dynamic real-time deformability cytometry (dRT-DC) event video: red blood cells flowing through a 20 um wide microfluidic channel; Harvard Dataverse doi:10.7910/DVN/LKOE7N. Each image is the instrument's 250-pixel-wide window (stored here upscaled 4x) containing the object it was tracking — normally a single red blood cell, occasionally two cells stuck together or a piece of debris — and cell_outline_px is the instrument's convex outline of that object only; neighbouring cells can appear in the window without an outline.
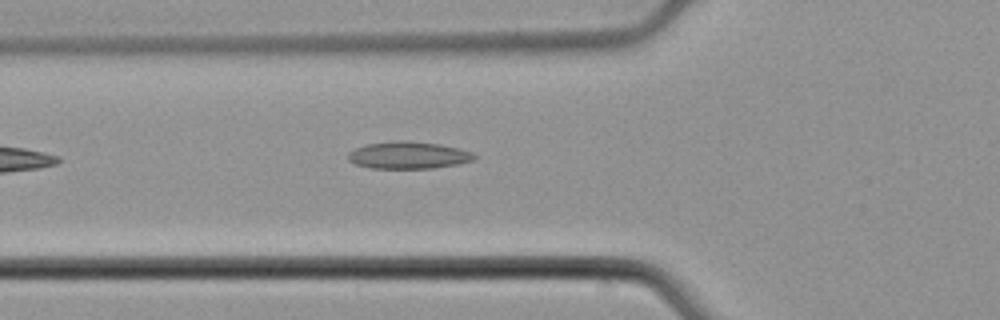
{"species": "common noctule bat (a hibernating species)", "species_latin": "Nyctalus noctula", "temperature_condition": "cold", "stored_images_in_passage": 15, "camera_frame_rate_fps": 3000, "um_per_image_px": 0.085, "animal": {"sex": "male", "body_mass_g": 21.5, "forearm_length_mm": 52.0}, "frame": {"image": 1, "passage_image": 5, "time_ms": 1.333, "image_size_px": [1000, 320], "cell_outline_px": [[476, 156], [472, 160], [456, 164], [432, 168], [368, 168], [356, 164], [348, 160], [348, 152], [356, 148], [368, 144], [400, 140], [408, 140], [440, 144], [460, 148], [472, 152]], "centroid_in_image_um": [34.7, 13.18], "position_along_channel_um": 91.1, "area_um2": 19.88}}
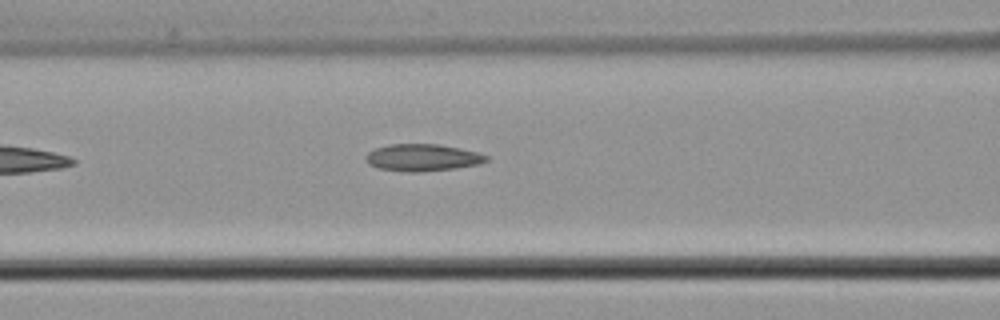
{"frame": {"image": 2, "passage_image": 8, "time_ms": 2.333, "image_size_px": [1000, 320], "cell_outline_px": [[488, 160], [480, 164], [456, 168], [420, 172], [408, 172], [380, 168], [368, 164], [364, 156], [368, 152], [376, 148], [388, 144], [436, 144], [460, 148], [476, 152], [488, 156]], "centroid_in_image_um": [35.9, 13.39], "position_along_channel_um": 130.7, "area_um2": 18.96}}
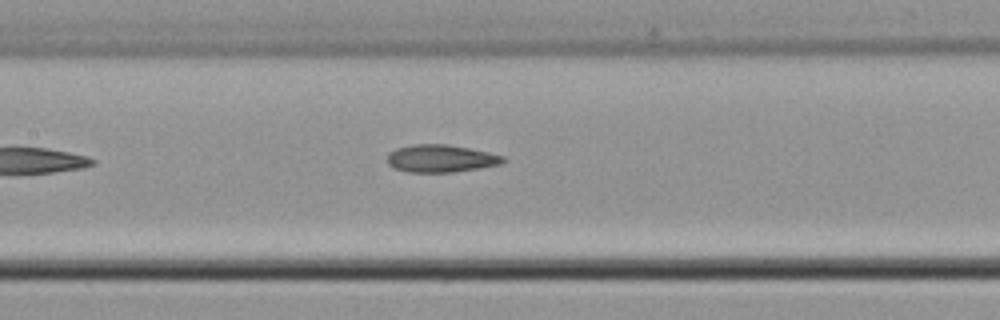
{"frame": {"image": 3, "passage_image": 11, "time_ms": 3.333, "image_size_px": [1000, 320], "cell_outline_px": [[508, 160], [500, 164], [480, 168], [452, 172], [408, 172], [396, 168], [388, 164], [388, 152], [396, 148], [412, 144], [448, 144], [488, 152], [504, 156]], "centroid_in_image_um": [37.48, 13.46], "position_along_channel_um": 169.9, "area_um2": 18.61}}